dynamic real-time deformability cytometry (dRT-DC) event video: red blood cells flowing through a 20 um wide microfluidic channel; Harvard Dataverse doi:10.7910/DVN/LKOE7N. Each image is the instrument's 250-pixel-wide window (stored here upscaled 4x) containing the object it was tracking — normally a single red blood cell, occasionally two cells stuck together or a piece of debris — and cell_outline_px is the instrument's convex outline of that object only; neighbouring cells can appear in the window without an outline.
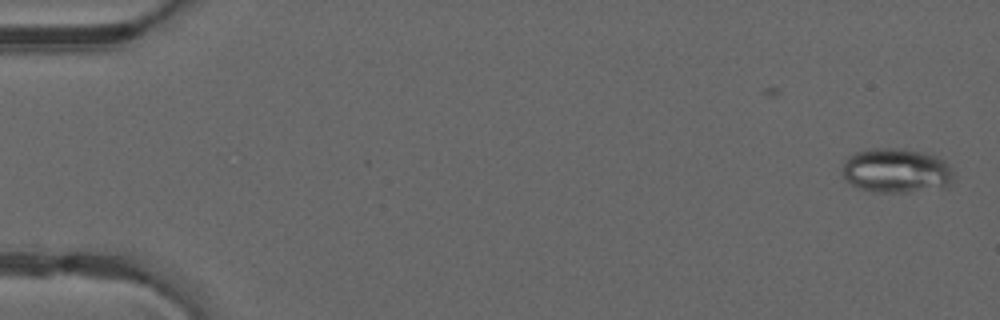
{"species": "common noctule bat (a hibernating species)", "species_latin": "Nyctalus noctula", "temperature_condition": "warm", "stored_images_in_passage": 10, "camera_frame_rate_fps": 3000, "um_per_image_px": 0.085, "animal": {"sex": "male", "forearm_length_mm": 52.5}, "frame": {"image": 1, "passage_image": 1, "time_ms": 0.0, "image_size_px": [1000, 320], "cell_outline_px": [[952, 184], [948, 188], [908, 192], [872, 192], [856, 188], [844, 180], [840, 172], [844, 160], [848, 156], [856, 152], [868, 148], [904, 148], [924, 152], [936, 156], [944, 160], [952, 168]], "centroid_in_image_um": [76.16, 14.51], "position_along_channel_um": 8.8, "area_um2": 29.82}}